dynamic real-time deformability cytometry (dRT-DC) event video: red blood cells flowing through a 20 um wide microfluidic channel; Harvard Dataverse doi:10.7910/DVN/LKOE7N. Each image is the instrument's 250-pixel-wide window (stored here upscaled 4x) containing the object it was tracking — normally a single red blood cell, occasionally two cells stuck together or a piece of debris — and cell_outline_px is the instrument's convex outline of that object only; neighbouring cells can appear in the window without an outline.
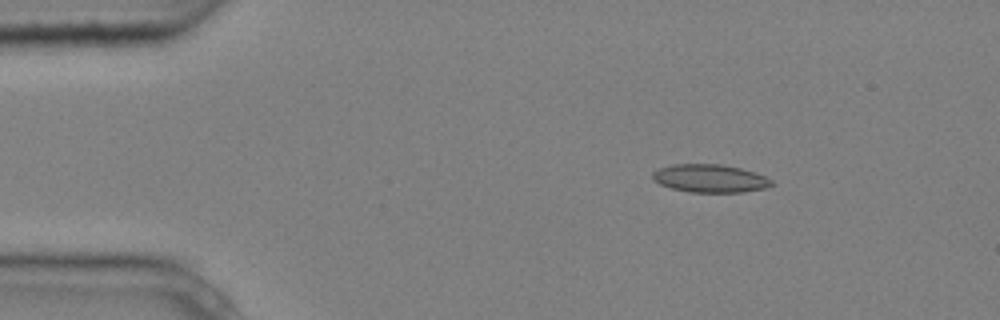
{"species": "common noctule bat (a hibernating species)", "species_latin": "Nyctalus noctula", "temperature_condition": "cold", "stored_images_in_passage": 4, "camera_frame_rate_fps": 3000, "um_per_image_px": 0.085, "animal": {"sex": "male", "body_mass_g": 20.4}, "frame": {"image": 1, "passage_image": 2, "time_ms": 0.333, "image_size_px": [1000, 320], "cell_outline_px": [[776, 184], [764, 188], [744, 192], [688, 192], [672, 188], [660, 184], [652, 176], [652, 172], [660, 168], [672, 164], [720, 164], [740, 168], [764, 176], [772, 180]], "centroid_in_image_um": [60.36, 15.16], "position_along_channel_um": 24.6, "area_um2": 19.31}}